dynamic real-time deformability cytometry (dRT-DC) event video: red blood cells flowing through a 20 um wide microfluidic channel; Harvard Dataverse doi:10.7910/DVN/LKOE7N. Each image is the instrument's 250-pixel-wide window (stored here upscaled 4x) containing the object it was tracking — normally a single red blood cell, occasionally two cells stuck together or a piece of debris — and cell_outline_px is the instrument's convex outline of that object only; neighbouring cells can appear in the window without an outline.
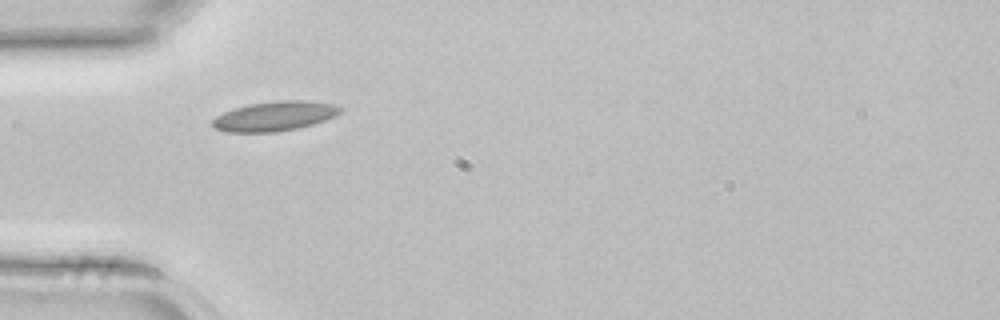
{"species": "common noctule bat (a hibernating species)", "species_latin": "Nyctalus noctula", "temperature_condition": "room temperature", "stored_images_in_passage": 2, "camera_frame_rate_fps": 3000, "um_per_image_px": 0.085, "animal": {"sex": "female", "body_mass_g": 22.7, "forearm_length_mm": 54.2}, "frame": {"image": 1, "passage_image": 1, "time_ms": 0.0, "image_size_px": [1000, 320], "cell_outline_px": [[344, 108], [336, 116], [312, 124], [296, 128], [276, 132], [224, 132], [216, 128], [212, 124], [212, 120], [216, 116], [224, 112], [248, 104], [276, 100], [304, 100], [336, 104]], "centroid_in_image_um": [23.37, 9.86], "position_along_channel_um": 61.6, "area_um2": 22.08}}